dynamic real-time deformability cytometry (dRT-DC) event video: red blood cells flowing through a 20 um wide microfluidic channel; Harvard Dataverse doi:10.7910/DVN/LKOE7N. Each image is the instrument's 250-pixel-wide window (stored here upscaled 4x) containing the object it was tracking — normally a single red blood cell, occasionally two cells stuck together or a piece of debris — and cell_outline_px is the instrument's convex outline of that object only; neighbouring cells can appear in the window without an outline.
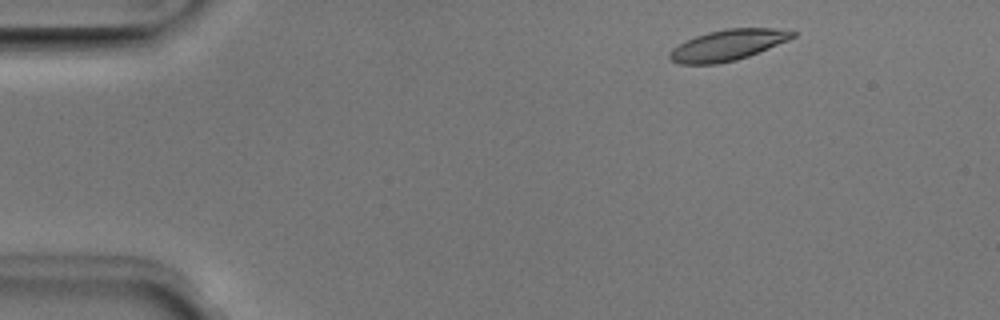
{"species": "Egyptian fruit bat (a non-hibernating species)", "species_latin": "Rousettus aegyptiacus", "temperature_condition": "room temperature", "stored_images_in_passage": 47, "camera_frame_rate_fps": 3000, "um_per_image_px": 0.085, "animal": {"sex": "male"}, "frame": {"image": 1, "passage_image": 3, "time_ms": 0.667, "image_size_px": [1000, 320], "cell_outline_px": [[796, 36], [788, 40], [748, 56], [736, 60], [716, 64], [680, 64], [672, 60], [668, 56], [668, 52], [672, 48], [696, 36], [708, 32], [728, 28], [776, 28], [796, 32]], "centroid_in_image_um": [61.85, 3.83], "position_along_channel_um": 23.1, "area_um2": 21.91}}
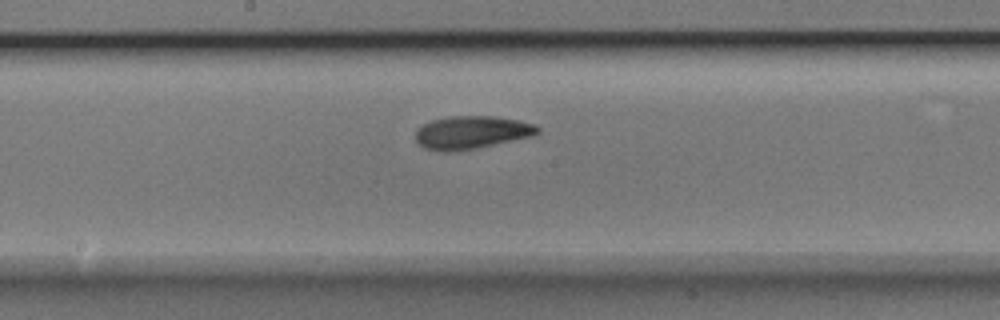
{"frame": {"image": 2, "passage_image": 23, "time_ms": 7.333, "image_size_px": [1000, 320], "cell_outline_px": [[540, 132], [532, 136], [476, 148], [456, 152], [440, 152], [424, 148], [416, 140], [416, 128], [432, 120], [448, 116], [492, 116], [516, 120], [536, 124], [540, 128]], "centroid_in_image_um": [40.06, 11.26], "position_along_channel_um": 208.1, "area_um2": 23.52}}
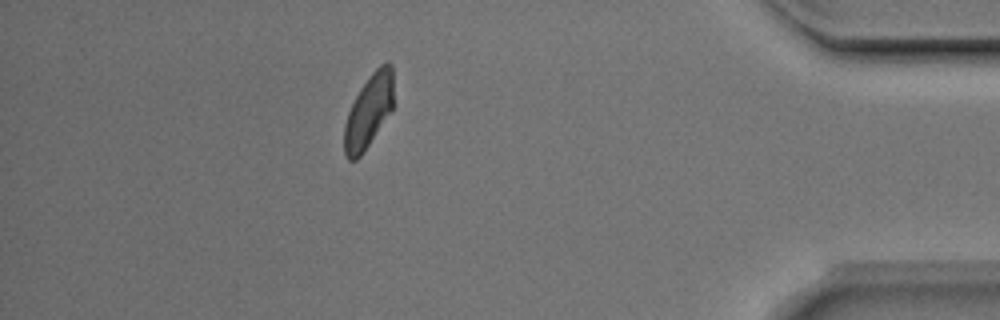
{"frame": {"image": 3, "passage_image": 41, "time_ms": 13.333, "image_size_px": [1000, 320], "cell_outline_px": [[392, 112], [364, 152], [356, 160], [348, 160], [344, 152], [344, 124], [348, 112], [360, 88], [372, 72], [380, 64], [388, 60], [392, 64]], "centroid_in_image_um": [31.34, 9.46], "position_along_channel_um": 403.9, "area_um2": 21.15}, "authors_computed_cell_mechanics": {"area_um2": 22.0796, "velocity_mm_per_s": 3.9886, "shape_relaxation_time_tau1_ms": 2.8774, "shape_relaxation_time_tau2_ms": 3.5827, "deformation_change_tau1": 0.1261, "deformation_change_tau2": 0.1027}}